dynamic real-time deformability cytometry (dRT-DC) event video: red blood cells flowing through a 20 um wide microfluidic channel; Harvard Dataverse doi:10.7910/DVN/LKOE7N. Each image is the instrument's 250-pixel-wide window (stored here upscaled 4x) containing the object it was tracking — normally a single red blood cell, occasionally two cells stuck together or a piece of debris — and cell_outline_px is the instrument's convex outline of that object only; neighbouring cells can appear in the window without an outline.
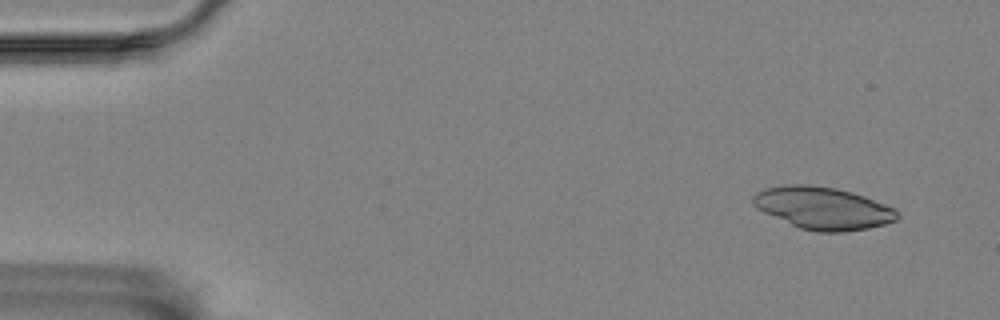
{"species": "Egyptian fruit bat (a non-hibernating species)", "species_latin": "Rousettus aegyptiacus", "temperature_condition": "room temperature", "stored_images_in_passage": 4, "camera_frame_rate_fps": 3000, "um_per_image_px": 0.085, "animal": {"sex": "female"}, "frame": {"image": 1, "passage_image": 1, "time_ms": 0.0, "image_size_px": [1000, 320], "cell_outline_px": [[900, 216], [896, 220], [884, 224], [868, 228], [844, 232], [816, 232], [800, 228], [764, 212], [756, 208], [752, 204], [752, 196], [756, 192], [764, 188], [784, 184], [808, 184], [836, 188], [852, 192], [864, 196], [896, 208], [900, 212]], "centroid_in_image_um": [69.96, 17.68], "position_along_channel_um": 15.0, "area_um2": 35.84}}